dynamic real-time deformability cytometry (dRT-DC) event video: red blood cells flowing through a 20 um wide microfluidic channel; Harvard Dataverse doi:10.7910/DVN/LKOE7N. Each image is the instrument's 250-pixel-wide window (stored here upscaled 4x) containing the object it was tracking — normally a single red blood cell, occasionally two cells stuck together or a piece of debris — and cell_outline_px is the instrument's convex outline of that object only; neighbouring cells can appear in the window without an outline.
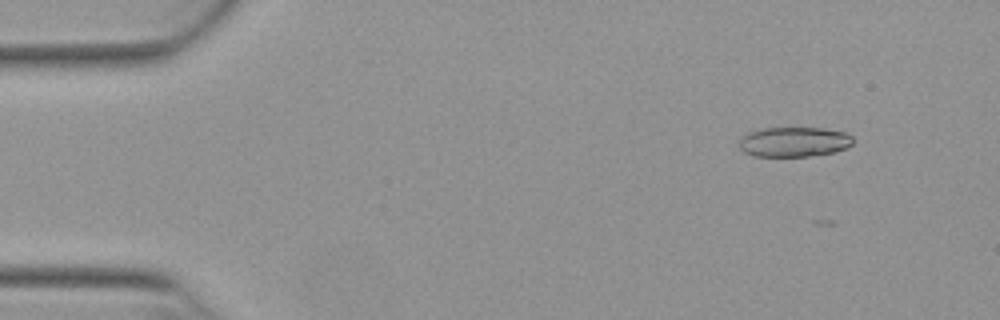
{"species": "Egyptian fruit bat (a non-hibernating species)", "species_latin": "Rousettus aegyptiacus", "temperature_condition": "warm", "stored_images_in_passage": 2, "camera_frame_rate_fps": 3000, "um_per_image_px": 0.085, "animal": {"sex": "female"}, "frame": {"image": 1, "passage_image": 1, "time_ms": 0.0, "image_size_px": [1000, 320], "cell_outline_px": [[852, 144], [848, 148], [836, 152], [808, 156], [752, 156], [744, 152], [740, 148], [740, 140], [748, 132], [760, 128], [820, 128], [844, 132], [852, 136]], "centroid_in_image_um": [67.5, 12.06], "position_along_channel_um": 17.5, "area_um2": 19.83}}